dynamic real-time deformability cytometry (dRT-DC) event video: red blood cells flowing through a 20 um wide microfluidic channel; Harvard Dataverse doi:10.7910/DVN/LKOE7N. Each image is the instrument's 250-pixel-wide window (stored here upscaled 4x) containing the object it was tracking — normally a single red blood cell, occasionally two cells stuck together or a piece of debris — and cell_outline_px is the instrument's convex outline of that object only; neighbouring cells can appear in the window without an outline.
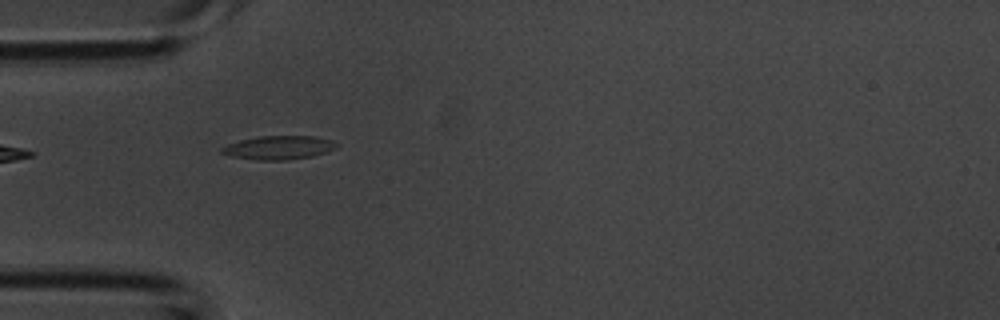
{"species": "common noctule bat (a hibernating species)", "species_latin": "Nyctalus noctula", "temperature_condition": "room temperature", "stored_images_in_passage": 5, "camera_frame_rate_fps": 3000, "um_per_image_px": 0.085, "animal": {"sex": "male", "body_mass_g": 20.1, "forearm_length_mm": 53.5}, "frame": {"image": 1, "passage_image": 1, "time_ms": 0.0, "image_size_px": [1000, 320], "cell_outline_px": [[340, 144], [336, 148], [328, 152], [312, 156], [288, 160], [256, 160], [232, 156], [220, 152], [220, 148], [228, 144], [240, 140], [260, 136], [312, 136], [332, 140]], "centroid_in_image_um": [23.72, 12.55], "position_along_channel_um": 61.3, "area_um2": 15.9}}